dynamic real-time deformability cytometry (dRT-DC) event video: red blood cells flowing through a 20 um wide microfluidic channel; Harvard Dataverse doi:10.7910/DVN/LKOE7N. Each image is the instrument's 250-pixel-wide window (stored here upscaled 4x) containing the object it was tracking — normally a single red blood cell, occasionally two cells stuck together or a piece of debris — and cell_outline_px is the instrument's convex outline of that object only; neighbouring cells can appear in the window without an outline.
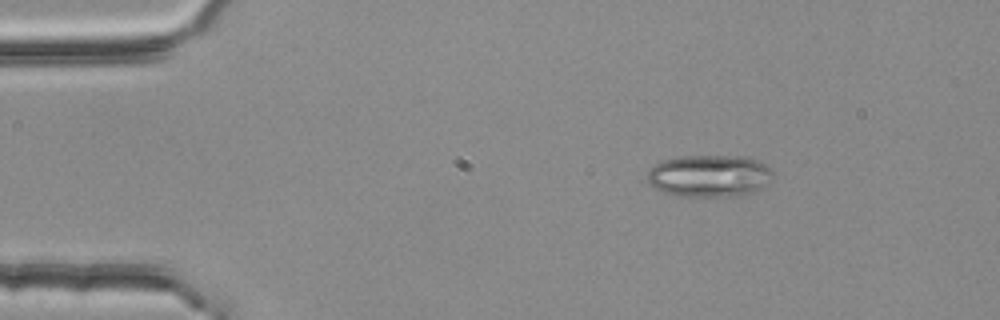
{"species": "common noctule bat (a hibernating species)", "species_latin": "Nyctalus noctula", "temperature_condition": "room temperature", "stored_images_in_passage": 2, "camera_frame_rate_fps": 3000, "um_per_image_px": 0.085, "animal": {"sex": "female", "body_mass_g": 25.1}, "frame": {"image": 1, "passage_image": 1, "time_ms": 0.0, "image_size_px": [1000, 320], "cell_outline_px": [[776, 176], [768, 184], [760, 188], [748, 192], [728, 196], [684, 196], [664, 192], [656, 188], [648, 180], [648, 172], [652, 164], [660, 160], [680, 156], [748, 156], [764, 164]], "centroid_in_image_um": [60.29, 14.92], "position_along_channel_um": 24.7, "area_um2": 30.69}}